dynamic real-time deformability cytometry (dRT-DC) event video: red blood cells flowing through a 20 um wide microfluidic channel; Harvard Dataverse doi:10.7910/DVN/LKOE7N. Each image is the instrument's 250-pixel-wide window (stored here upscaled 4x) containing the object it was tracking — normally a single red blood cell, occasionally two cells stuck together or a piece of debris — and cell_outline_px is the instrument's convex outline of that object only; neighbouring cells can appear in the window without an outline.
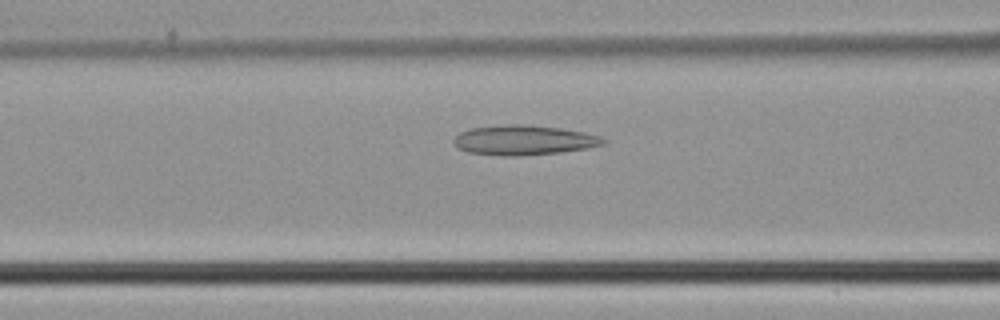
{"species": "common noctule bat (a hibernating species)", "species_latin": "Nyctalus noctula", "temperature_condition": "cold", "stored_images_in_passage": 39, "camera_frame_rate_fps": 3000, "um_per_image_px": 0.085, "animal": {"sex": "male", "body_mass_g": 21.5, "forearm_length_mm": 52.0}, "frame": {"image": 1, "passage_image": 11, "time_ms": 3.333, "image_size_px": [1000, 320], "cell_outline_px": [[608, 140], [604, 144], [588, 148], [560, 152], [520, 156], [504, 156], [468, 152], [456, 148], [452, 144], [452, 140], [460, 132], [472, 128], [512, 124], [520, 124], [560, 128], [584, 132], [600, 136]], "centroid_in_image_um": [44.51, 11.92], "position_along_channel_um": 122.1, "area_um2": 26.01}}
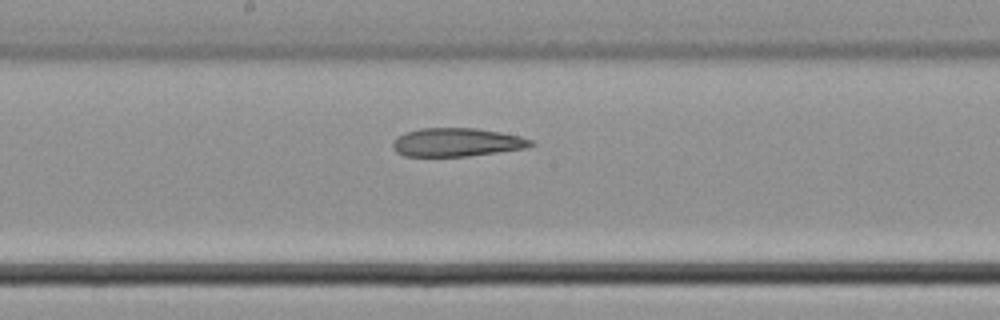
{"frame": {"image": 2, "passage_image": 17, "time_ms": 5.333, "image_size_px": [1000, 320], "cell_outline_px": [[536, 144], [528, 148], [468, 156], [404, 156], [396, 152], [392, 148], [392, 144], [396, 136], [404, 132], [420, 128], [476, 128], [500, 132], [520, 136], [532, 140]], "centroid_in_image_um": [38.82, 12.09], "position_along_channel_um": 209.4, "area_um2": 23.12}}
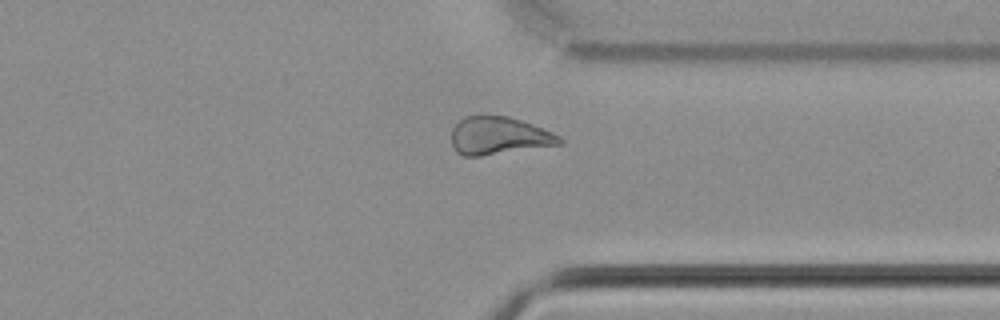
{"frame": {"image": 3, "passage_image": 28, "time_ms": 9.0, "image_size_px": [1000, 320], "cell_outline_px": [[564, 144], [480, 156], [464, 156], [456, 152], [452, 144], [452, 128], [464, 116], [480, 112], [508, 116], [532, 124], [552, 132], [560, 136], [564, 140]], "centroid_in_image_um": [42.38, 11.5], "position_along_channel_um": 369.0, "area_um2": 24.39}}